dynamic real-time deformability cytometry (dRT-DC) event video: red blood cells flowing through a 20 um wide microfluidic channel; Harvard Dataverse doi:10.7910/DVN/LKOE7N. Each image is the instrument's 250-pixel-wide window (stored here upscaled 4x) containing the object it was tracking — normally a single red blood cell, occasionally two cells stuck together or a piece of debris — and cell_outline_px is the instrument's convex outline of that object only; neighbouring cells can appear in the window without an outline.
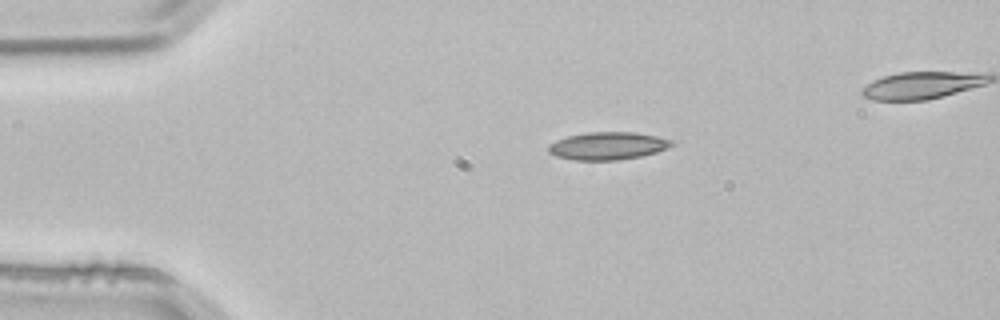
{"species": "common noctule bat (a hibernating species)", "species_latin": "Nyctalus noctula", "temperature_condition": "room temperature", "stored_images_in_passage": 3, "camera_frame_rate_fps": 3000, "um_per_image_px": 0.085, "animal": {"sex": "male", "body_mass_g": 21.5, "forearm_length_mm": 52.0}, "frame": {"image": 1, "passage_image": 1, "time_ms": 0.0, "image_size_px": [1000, 320], "cell_outline_px": [[676, 144], [656, 152], [640, 156], [616, 160], [572, 160], [556, 156], [548, 152], [548, 144], [556, 140], [568, 136], [588, 132], [636, 132], [656, 136], [672, 140]], "centroid_in_image_um": [51.64, 12.39], "position_along_channel_um": 33.4, "area_um2": 19.88}}